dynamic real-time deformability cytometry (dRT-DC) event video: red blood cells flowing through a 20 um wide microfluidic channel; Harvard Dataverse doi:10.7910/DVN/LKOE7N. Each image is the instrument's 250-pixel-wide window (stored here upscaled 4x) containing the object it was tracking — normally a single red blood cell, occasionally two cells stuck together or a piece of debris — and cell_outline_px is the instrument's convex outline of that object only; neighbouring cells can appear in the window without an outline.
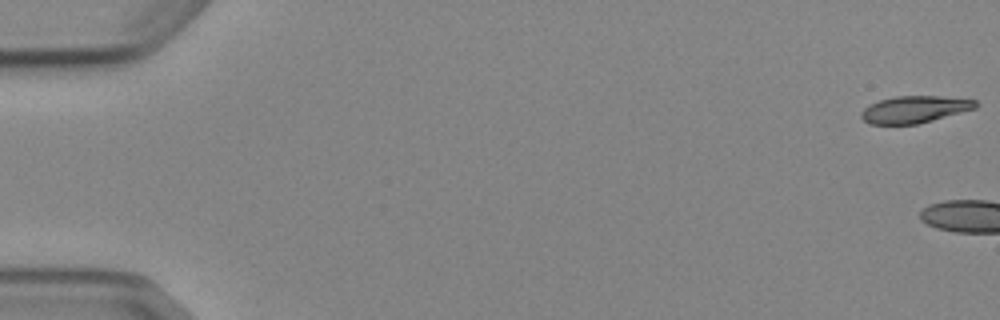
{"species": "Egyptian fruit bat (a non-hibernating species)", "species_latin": "Rousettus aegyptiacus", "temperature_condition": "cold", "stored_images_in_passage": 7, "camera_frame_rate_fps": 3000, "um_per_image_px": 0.085, "animal": {"sex": "female"}, "frame": {"image": 1, "passage_image": 1, "time_ms": 0.0, "image_size_px": [1000, 320], "cell_outline_px": [[980, 104], [976, 108], [932, 120], [916, 124], [868, 124], [860, 116], [860, 112], [864, 108], [880, 100], [896, 96], [940, 96], [976, 100]], "centroid_in_image_um": [77.74, 9.29], "position_along_channel_um": 7.3, "area_um2": 17.86}}